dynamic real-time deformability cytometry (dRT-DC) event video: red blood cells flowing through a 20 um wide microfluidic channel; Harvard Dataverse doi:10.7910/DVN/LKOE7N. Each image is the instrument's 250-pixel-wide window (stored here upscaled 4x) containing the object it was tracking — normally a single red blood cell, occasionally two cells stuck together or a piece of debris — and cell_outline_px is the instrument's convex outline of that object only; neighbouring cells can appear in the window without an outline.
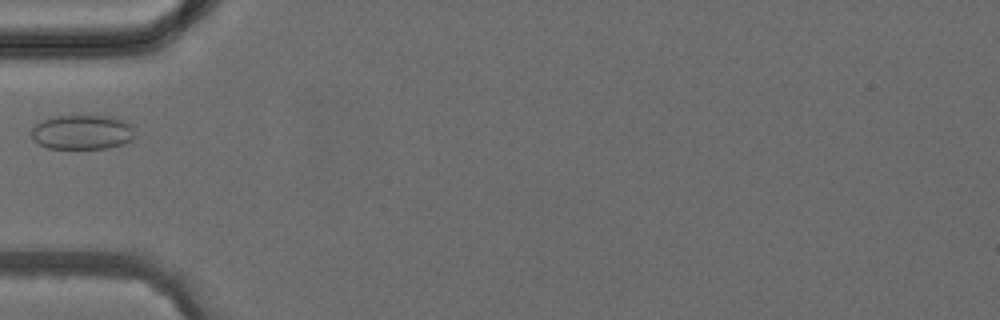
{"species": "common noctule bat (a hibernating species)", "species_latin": "Nyctalus noctula", "temperature_condition": "cold", "stored_images_in_passage": 4, "camera_frame_rate_fps": 3000, "um_per_image_px": 0.085, "animal": {"sex": "female", "body_mass_g": 24.6, "forearm_length_mm": 56.2}, "frame": {"image": 1, "passage_image": 4, "time_ms": 3.667, "image_size_px": [1000, 320], "cell_outline_px": [[136, 136], [132, 140], [108, 148], [48, 148], [32, 140], [32, 128], [40, 120], [56, 116], [112, 116], [128, 120], [136, 124]], "centroid_in_image_um": [7.08, 11.21], "position_along_channel_um": 77.9, "area_um2": 21.33}}